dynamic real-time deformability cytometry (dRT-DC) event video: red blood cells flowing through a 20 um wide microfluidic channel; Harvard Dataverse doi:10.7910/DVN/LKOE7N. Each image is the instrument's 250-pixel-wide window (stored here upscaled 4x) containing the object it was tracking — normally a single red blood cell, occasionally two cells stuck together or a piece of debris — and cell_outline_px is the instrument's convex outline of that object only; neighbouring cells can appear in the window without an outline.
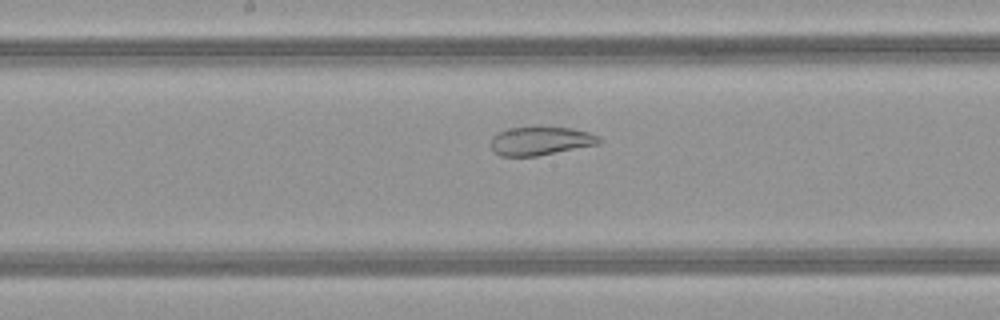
{"species": "common noctule bat (a hibernating species)", "species_latin": "Nyctalus noctula", "temperature_condition": "warm", "stored_images_in_passage": 46, "camera_frame_rate_fps": 3000, "um_per_image_px": 0.085, "animal": {"sex": "female", "body_mass_g": 21.9}, "frame": {"image": 1, "passage_image": 22, "time_ms": 7.0, "image_size_px": [1000, 320], "cell_outline_px": [[600, 144], [536, 156], [500, 156], [492, 152], [492, 136], [496, 132], [508, 128], [572, 128], [588, 132], [600, 136]], "centroid_in_image_um": [45.93, 11.99], "position_along_channel_um": 202.3, "area_um2": 17.86}}
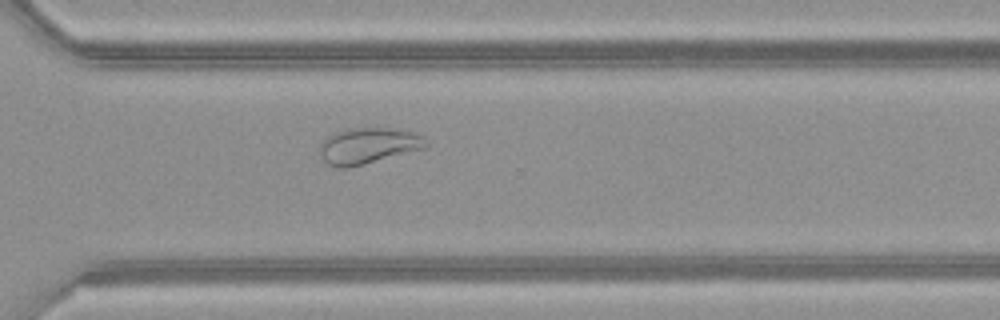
{"frame": {"image": 2, "passage_image": 32, "time_ms": 10.333, "image_size_px": [1000, 320], "cell_outline_px": [[428, 148], [348, 168], [336, 168], [328, 164], [324, 160], [320, 152], [320, 144], [332, 132], [348, 128], [392, 128], [412, 132], [424, 136], [428, 140]], "centroid_in_image_um": [31.33, 12.39], "position_along_channel_um": 339.3, "area_um2": 22.6}}
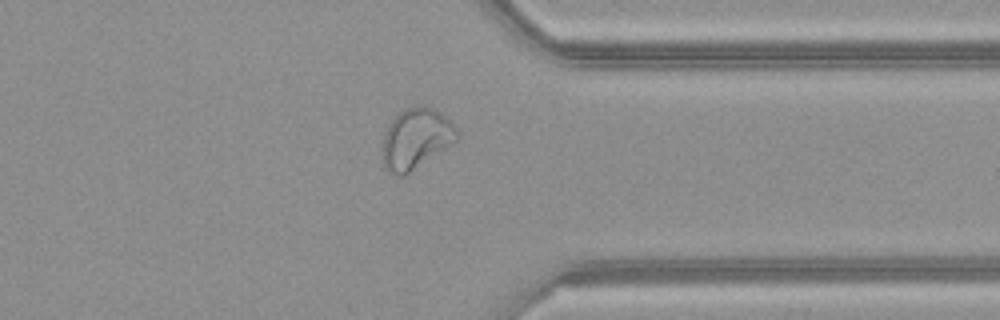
{"frame": {"image": 3, "passage_image": 35, "time_ms": 11.333, "image_size_px": [1000, 320], "cell_outline_px": [[460, 136], [452, 144], [404, 176], [396, 176], [388, 172], [384, 168], [384, 132], [392, 120], [404, 108], [420, 104], [436, 108], [456, 128]], "centroid_in_image_um": [35.37, 11.77], "position_along_channel_um": 376.0, "area_um2": 26.18}, "authors_computed_cell_mechanics": {"area_um2": 27.2238, "velocity_mm_per_s": 4.1247, "shape_relaxation_time_tau1_ms": null, "shape_relaxation_time_tau2_ms": 1.1443, "deformation_change_tau1": null, "deformation_change_tau2": 0.0797}}